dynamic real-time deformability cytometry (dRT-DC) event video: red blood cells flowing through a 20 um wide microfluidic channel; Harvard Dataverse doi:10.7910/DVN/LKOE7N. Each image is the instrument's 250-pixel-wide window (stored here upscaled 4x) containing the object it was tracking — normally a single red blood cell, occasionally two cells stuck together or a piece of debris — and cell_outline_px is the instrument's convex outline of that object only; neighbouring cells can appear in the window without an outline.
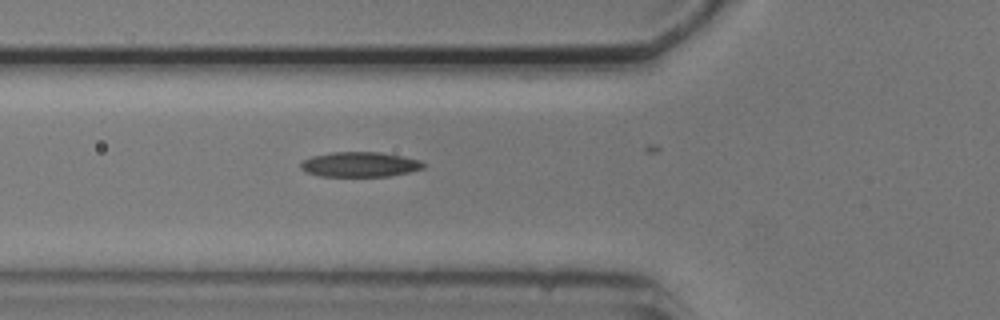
{"species": "common noctule bat (a hibernating species)", "species_latin": "Nyctalus noctula", "temperature_condition": "cold", "stored_images_in_passage": 2, "camera_frame_rate_fps": 3000, "um_per_image_px": 0.085, "animal": {"sex": "male", "body_mass_g": 20.5, "forearm_length_mm": 52.5}, "frame": {"image": 1, "passage_image": 2, "time_ms": 1.0, "image_size_px": [1000, 320], "cell_outline_px": [[428, 164], [424, 168], [408, 172], [388, 176], [320, 176], [304, 172], [300, 168], [300, 164], [304, 160], [312, 156], [328, 152], [380, 152], [420, 160]], "centroid_in_image_um": [30.57, 13.97], "position_along_channel_um": 95.2, "area_um2": 17.92}}